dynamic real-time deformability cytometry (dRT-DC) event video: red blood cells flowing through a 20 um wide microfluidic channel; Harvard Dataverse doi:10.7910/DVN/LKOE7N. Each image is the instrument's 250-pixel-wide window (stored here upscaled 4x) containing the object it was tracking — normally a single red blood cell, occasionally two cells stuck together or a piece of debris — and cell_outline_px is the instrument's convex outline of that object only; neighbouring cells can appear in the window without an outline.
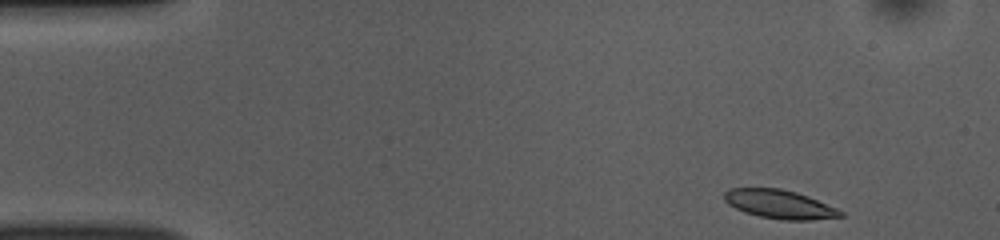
{"species": "common noctule bat (a hibernating species)", "species_latin": "Nyctalus noctula", "temperature_condition": "room temperature", "stored_images_in_passage": 47, "camera_frame_rate_fps": 3000, "um_per_image_px": 0.085, "animal": {"sex": "female", "body_mass_g": 10.0, "forearm_length_mm": 53.1}, "frame": {"image": 1, "passage_image": 1, "time_ms": 0.0, "image_size_px": [1000, 240], "cell_outline_px": [[844, 216], [812, 220], [784, 220], [760, 216], [744, 212], [728, 204], [724, 200], [724, 192], [728, 188], [780, 188], [796, 192], [808, 196], [836, 208], [844, 212]], "centroid_in_image_um": [66.25, 17.36], "position_along_channel_um": 18.7, "area_um2": 19.42}}
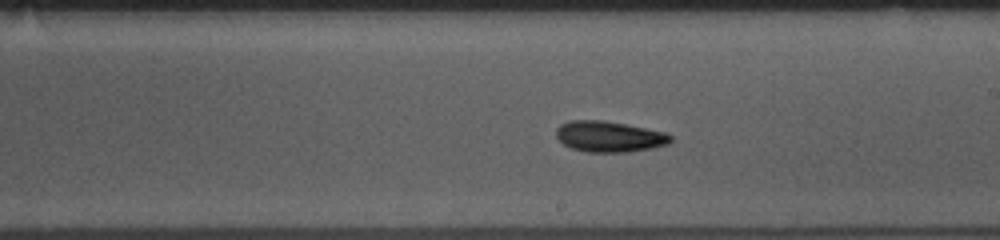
{"frame": {"image": 2, "passage_image": 25, "time_ms": 8.0, "image_size_px": [1000, 240], "cell_outline_px": [[672, 140], [668, 144], [652, 148], [628, 152], [584, 152], [572, 148], [564, 144], [556, 136], [556, 128], [560, 124], [568, 120], [604, 120], [664, 132], [672, 136]], "centroid_in_image_um": [51.76, 11.61], "position_along_channel_um": 237.2, "area_um2": 20.58}}
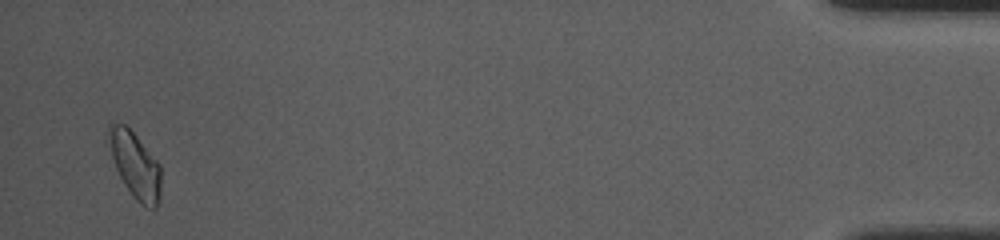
{"frame": {"image": 3, "passage_image": 46, "time_ms": 15.0, "image_size_px": [1000, 240], "cell_outline_px": [[160, 200], [156, 208], [144, 208], [136, 200], [124, 184], [116, 168], [112, 156], [108, 128], [108, 124], [124, 124], [136, 136], [160, 164]], "centroid_in_image_um": [11.52, 14.09], "position_along_channel_um": 423.7, "area_um2": 19.71}, "authors_computed_cell_mechanics": {"area_um2": 19.941, "velocity_mm_per_s": 3.8331, "shape_relaxation_time_tau1_ms": 4.1924, "shape_relaxation_time_tau2_ms": 5.3446, "deformation_change_tau1": 0.093, "deformation_change_tau2": 0.1084}}